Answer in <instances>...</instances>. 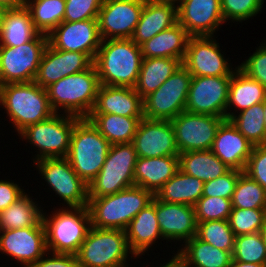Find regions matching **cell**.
Here are the masks:
<instances>
[{
	"label": "cell",
	"mask_w": 266,
	"mask_h": 267,
	"mask_svg": "<svg viewBox=\"0 0 266 267\" xmlns=\"http://www.w3.org/2000/svg\"><path fill=\"white\" fill-rule=\"evenodd\" d=\"M141 46L131 39L102 40L93 61L101 85L134 88L141 69Z\"/></svg>",
	"instance_id": "obj_1"
},
{
	"label": "cell",
	"mask_w": 266,
	"mask_h": 267,
	"mask_svg": "<svg viewBox=\"0 0 266 267\" xmlns=\"http://www.w3.org/2000/svg\"><path fill=\"white\" fill-rule=\"evenodd\" d=\"M100 86L93 63L88 69L63 77L45 89L55 113L87 118L94 107Z\"/></svg>",
	"instance_id": "obj_2"
},
{
	"label": "cell",
	"mask_w": 266,
	"mask_h": 267,
	"mask_svg": "<svg viewBox=\"0 0 266 267\" xmlns=\"http://www.w3.org/2000/svg\"><path fill=\"white\" fill-rule=\"evenodd\" d=\"M3 106V107H2ZM0 108L18 134L27 126L49 119L52 110L47 91L34 81L0 85Z\"/></svg>",
	"instance_id": "obj_3"
},
{
	"label": "cell",
	"mask_w": 266,
	"mask_h": 267,
	"mask_svg": "<svg viewBox=\"0 0 266 267\" xmlns=\"http://www.w3.org/2000/svg\"><path fill=\"white\" fill-rule=\"evenodd\" d=\"M153 198L151 191L139 186L104 197L88 198L91 226L125 230L134 216L150 204Z\"/></svg>",
	"instance_id": "obj_4"
},
{
	"label": "cell",
	"mask_w": 266,
	"mask_h": 267,
	"mask_svg": "<svg viewBox=\"0 0 266 267\" xmlns=\"http://www.w3.org/2000/svg\"><path fill=\"white\" fill-rule=\"evenodd\" d=\"M43 211L47 251L76 255L91 227L88 206ZM47 213V214H46Z\"/></svg>",
	"instance_id": "obj_5"
},
{
	"label": "cell",
	"mask_w": 266,
	"mask_h": 267,
	"mask_svg": "<svg viewBox=\"0 0 266 267\" xmlns=\"http://www.w3.org/2000/svg\"><path fill=\"white\" fill-rule=\"evenodd\" d=\"M111 144L87 118L74 126L67 159L76 174L87 184L102 169Z\"/></svg>",
	"instance_id": "obj_6"
},
{
	"label": "cell",
	"mask_w": 266,
	"mask_h": 267,
	"mask_svg": "<svg viewBox=\"0 0 266 267\" xmlns=\"http://www.w3.org/2000/svg\"><path fill=\"white\" fill-rule=\"evenodd\" d=\"M128 256L137 260L129 249L125 230L92 226L76 254L79 267H129Z\"/></svg>",
	"instance_id": "obj_7"
},
{
	"label": "cell",
	"mask_w": 266,
	"mask_h": 267,
	"mask_svg": "<svg viewBox=\"0 0 266 267\" xmlns=\"http://www.w3.org/2000/svg\"><path fill=\"white\" fill-rule=\"evenodd\" d=\"M80 119L55 113L47 120L27 126L18 136L36 148L33 162L43 158L67 157L73 128Z\"/></svg>",
	"instance_id": "obj_8"
},
{
	"label": "cell",
	"mask_w": 266,
	"mask_h": 267,
	"mask_svg": "<svg viewBox=\"0 0 266 267\" xmlns=\"http://www.w3.org/2000/svg\"><path fill=\"white\" fill-rule=\"evenodd\" d=\"M136 160L132 142L111 145L102 169L88 185V198L112 195L135 186Z\"/></svg>",
	"instance_id": "obj_9"
},
{
	"label": "cell",
	"mask_w": 266,
	"mask_h": 267,
	"mask_svg": "<svg viewBox=\"0 0 266 267\" xmlns=\"http://www.w3.org/2000/svg\"><path fill=\"white\" fill-rule=\"evenodd\" d=\"M41 179L46 181L62 207L88 206V185L76 174L66 157L43 158L33 162Z\"/></svg>",
	"instance_id": "obj_10"
},
{
	"label": "cell",
	"mask_w": 266,
	"mask_h": 267,
	"mask_svg": "<svg viewBox=\"0 0 266 267\" xmlns=\"http://www.w3.org/2000/svg\"><path fill=\"white\" fill-rule=\"evenodd\" d=\"M47 45L48 35L40 33L19 46H0V85L33 82Z\"/></svg>",
	"instance_id": "obj_11"
},
{
	"label": "cell",
	"mask_w": 266,
	"mask_h": 267,
	"mask_svg": "<svg viewBox=\"0 0 266 267\" xmlns=\"http://www.w3.org/2000/svg\"><path fill=\"white\" fill-rule=\"evenodd\" d=\"M192 74L181 65L156 91L143 99L144 118L171 121L185 111Z\"/></svg>",
	"instance_id": "obj_12"
},
{
	"label": "cell",
	"mask_w": 266,
	"mask_h": 267,
	"mask_svg": "<svg viewBox=\"0 0 266 267\" xmlns=\"http://www.w3.org/2000/svg\"><path fill=\"white\" fill-rule=\"evenodd\" d=\"M226 118L183 111L171 120L179 154L211 150L217 130Z\"/></svg>",
	"instance_id": "obj_13"
},
{
	"label": "cell",
	"mask_w": 266,
	"mask_h": 267,
	"mask_svg": "<svg viewBox=\"0 0 266 267\" xmlns=\"http://www.w3.org/2000/svg\"><path fill=\"white\" fill-rule=\"evenodd\" d=\"M231 76H192L185 111L226 118Z\"/></svg>",
	"instance_id": "obj_14"
},
{
	"label": "cell",
	"mask_w": 266,
	"mask_h": 267,
	"mask_svg": "<svg viewBox=\"0 0 266 267\" xmlns=\"http://www.w3.org/2000/svg\"><path fill=\"white\" fill-rule=\"evenodd\" d=\"M215 36H190L182 65L192 76H232L235 71Z\"/></svg>",
	"instance_id": "obj_15"
},
{
	"label": "cell",
	"mask_w": 266,
	"mask_h": 267,
	"mask_svg": "<svg viewBox=\"0 0 266 267\" xmlns=\"http://www.w3.org/2000/svg\"><path fill=\"white\" fill-rule=\"evenodd\" d=\"M0 252L21 267H31L46 252L45 228L41 221L37 226L0 231Z\"/></svg>",
	"instance_id": "obj_16"
},
{
	"label": "cell",
	"mask_w": 266,
	"mask_h": 267,
	"mask_svg": "<svg viewBox=\"0 0 266 267\" xmlns=\"http://www.w3.org/2000/svg\"><path fill=\"white\" fill-rule=\"evenodd\" d=\"M145 0H103L98 15L102 40L131 39Z\"/></svg>",
	"instance_id": "obj_17"
},
{
	"label": "cell",
	"mask_w": 266,
	"mask_h": 267,
	"mask_svg": "<svg viewBox=\"0 0 266 267\" xmlns=\"http://www.w3.org/2000/svg\"><path fill=\"white\" fill-rule=\"evenodd\" d=\"M48 43L57 50L85 53L94 61L102 43L98 19L63 21L48 35Z\"/></svg>",
	"instance_id": "obj_18"
},
{
	"label": "cell",
	"mask_w": 266,
	"mask_h": 267,
	"mask_svg": "<svg viewBox=\"0 0 266 267\" xmlns=\"http://www.w3.org/2000/svg\"><path fill=\"white\" fill-rule=\"evenodd\" d=\"M137 157L178 156L174 127L169 120L142 118L133 138Z\"/></svg>",
	"instance_id": "obj_19"
},
{
	"label": "cell",
	"mask_w": 266,
	"mask_h": 267,
	"mask_svg": "<svg viewBox=\"0 0 266 267\" xmlns=\"http://www.w3.org/2000/svg\"><path fill=\"white\" fill-rule=\"evenodd\" d=\"M93 60L85 53L63 51L46 46L34 82L46 88L61 78L88 69Z\"/></svg>",
	"instance_id": "obj_20"
},
{
	"label": "cell",
	"mask_w": 266,
	"mask_h": 267,
	"mask_svg": "<svg viewBox=\"0 0 266 267\" xmlns=\"http://www.w3.org/2000/svg\"><path fill=\"white\" fill-rule=\"evenodd\" d=\"M177 15L178 23L190 36L217 35L219 26L225 23L220 0H184L177 6Z\"/></svg>",
	"instance_id": "obj_21"
},
{
	"label": "cell",
	"mask_w": 266,
	"mask_h": 267,
	"mask_svg": "<svg viewBox=\"0 0 266 267\" xmlns=\"http://www.w3.org/2000/svg\"><path fill=\"white\" fill-rule=\"evenodd\" d=\"M156 216L161 235L166 242L177 241L181 245L192 239L197 233V221L193 206L168 203L156 198Z\"/></svg>",
	"instance_id": "obj_22"
},
{
	"label": "cell",
	"mask_w": 266,
	"mask_h": 267,
	"mask_svg": "<svg viewBox=\"0 0 266 267\" xmlns=\"http://www.w3.org/2000/svg\"><path fill=\"white\" fill-rule=\"evenodd\" d=\"M253 145L225 119L219 126L211 151L229 168L244 171Z\"/></svg>",
	"instance_id": "obj_23"
},
{
	"label": "cell",
	"mask_w": 266,
	"mask_h": 267,
	"mask_svg": "<svg viewBox=\"0 0 266 267\" xmlns=\"http://www.w3.org/2000/svg\"><path fill=\"white\" fill-rule=\"evenodd\" d=\"M90 114L144 117L143 98L131 87L101 85Z\"/></svg>",
	"instance_id": "obj_24"
},
{
	"label": "cell",
	"mask_w": 266,
	"mask_h": 267,
	"mask_svg": "<svg viewBox=\"0 0 266 267\" xmlns=\"http://www.w3.org/2000/svg\"><path fill=\"white\" fill-rule=\"evenodd\" d=\"M130 251L136 258L147 253L152 245L163 237L156 216V197L145 208L140 210L125 229Z\"/></svg>",
	"instance_id": "obj_25"
},
{
	"label": "cell",
	"mask_w": 266,
	"mask_h": 267,
	"mask_svg": "<svg viewBox=\"0 0 266 267\" xmlns=\"http://www.w3.org/2000/svg\"><path fill=\"white\" fill-rule=\"evenodd\" d=\"M177 22V5L160 0H145L131 40L141 46L153 36Z\"/></svg>",
	"instance_id": "obj_26"
},
{
	"label": "cell",
	"mask_w": 266,
	"mask_h": 267,
	"mask_svg": "<svg viewBox=\"0 0 266 267\" xmlns=\"http://www.w3.org/2000/svg\"><path fill=\"white\" fill-rule=\"evenodd\" d=\"M178 170V156L137 157L134 170L135 186L149 190L155 195Z\"/></svg>",
	"instance_id": "obj_27"
},
{
	"label": "cell",
	"mask_w": 266,
	"mask_h": 267,
	"mask_svg": "<svg viewBox=\"0 0 266 267\" xmlns=\"http://www.w3.org/2000/svg\"><path fill=\"white\" fill-rule=\"evenodd\" d=\"M265 99L266 88L257 80L250 78L238 67H235L229 84L226 119L229 120L234 114L264 102Z\"/></svg>",
	"instance_id": "obj_28"
},
{
	"label": "cell",
	"mask_w": 266,
	"mask_h": 267,
	"mask_svg": "<svg viewBox=\"0 0 266 267\" xmlns=\"http://www.w3.org/2000/svg\"><path fill=\"white\" fill-rule=\"evenodd\" d=\"M190 35L178 22L141 45L143 58H185Z\"/></svg>",
	"instance_id": "obj_29"
},
{
	"label": "cell",
	"mask_w": 266,
	"mask_h": 267,
	"mask_svg": "<svg viewBox=\"0 0 266 267\" xmlns=\"http://www.w3.org/2000/svg\"><path fill=\"white\" fill-rule=\"evenodd\" d=\"M177 249L175 255L189 267H228L232 253L220 250L194 236Z\"/></svg>",
	"instance_id": "obj_30"
},
{
	"label": "cell",
	"mask_w": 266,
	"mask_h": 267,
	"mask_svg": "<svg viewBox=\"0 0 266 267\" xmlns=\"http://www.w3.org/2000/svg\"><path fill=\"white\" fill-rule=\"evenodd\" d=\"M182 65L178 58H143L135 91L144 99L156 91Z\"/></svg>",
	"instance_id": "obj_31"
},
{
	"label": "cell",
	"mask_w": 266,
	"mask_h": 267,
	"mask_svg": "<svg viewBox=\"0 0 266 267\" xmlns=\"http://www.w3.org/2000/svg\"><path fill=\"white\" fill-rule=\"evenodd\" d=\"M39 34L25 6L7 10L0 27V46H19L31 41Z\"/></svg>",
	"instance_id": "obj_32"
},
{
	"label": "cell",
	"mask_w": 266,
	"mask_h": 267,
	"mask_svg": "<svg viewBox=\"0 0 266 267\" xmlns=\"http://www.w3.org/2000/svg\"><path fill=\"white\" fill-rule=\"evenodd\" d=\"M204 182L178 170L154 195L158 200L195 206L203 195Z\"/></svg>",
	"instance_id": "obj_33"
},
{
	"label": "cell",
	"mask_w": 266,
	"mask_h": 267,
	"mask_svg": "<svg viewBox=\"0 0 266 267\" xmlns=\"http://www.w3.org/2000/svg\"><path fill=\"white\" fill-rule=\"evenodd\" d=\"M179 157V170L207 182L224 175L230 169L211 151L182 152Z\"/></svg>",
	"instance_id": "obj_34"
},
{
	"label": "cell",
	"mask_w": 266,
	"mask_h": 267,
	"mask_svg": "<svg viewBox=\"0 0 266 267\" xmlns=\"http://www.w3.org/2000/svg\"><path fill=\"white\" fill-rule=\"evenodd\" d=\"M144 117H126L116 114H89L87 119L111 145L131 143Z\"/></svg>",
	"instance_id": "obj_35"
},
{
	"label": "cell",
	"mask_w": 266,
	"mask_h": 267,
	"mask_svg": "<svg viewBox=\"0 0 266 267\" xmlns=\"http://www.w3.org/2000/svg\"><path fill=\"white\" fill-rule=\"evenodd\" d=\"M30 194L20 196L7 209L0 212V231L37 226L42 221L43 208Z\"/></svg>",
	"instance_id": "obj_36"
},
{
	"label": "cell",
	"mask_w": 266,
	"mask_h": 267,
	"mask_svg": "<svg viewBox=\"0 0 266 267\" xmlns=\"http://www.w3.org/2000/svg\"><path fill=\"white\" fill-rule=\"evenodd\" d=\"M65 0H26L35 28L42 34L49 35L63 22Z\"/></svg>",
	"instance_id": "obj_37"
},
{
	"label": "cell",
	"mask_w": 266,
	"mask_h": 267,
	"mask_svg": "<svg viewBox=\"0 0 266 267\" xmlns=\"http://www.w3.org/2000/svg\"><path fill=\"white\" fill-rule=\"evenodd\" d=\"M229 120L253 146L266 144L263 102L234 114Z\"/></svg>",
	"instance_id": "obj_38"
},
{
	"label": "cell",
	"mask_w": 266,
	"mask_h": 267,
	"mask_svg": "<svg viewBox=\"0 0 266 267\" xmlns=\"http://www.w3.org/2000/svg\"><path fill=\"white\" fill-rule=\"evenodd\" d=\"M231 202L232 208L266 209V191L258 182L242 172Z\"/></svg>",
	"instance_id": "obj_39"
},
{
	"label": "cell",
	"mask_w": 266,
	"mask_h": 267,
	"mask_svg": "<svg viewBox=\"0 0 266 267\" xmlns=\"http://www.w3.org/2000/svg\"><path fill=\"white\" fill-rule=\"evenodd\" d=\"M196 237L220 250L234 252L235 235L228 220L198 222Z\"/></svg>",
	"instance_id": "obj_40"
},
{
	"label": "cell",
	"mask_w": 266,
	"mask_h": 267,
	"mask_svg": "<svg viewBox=\"0 0 266 267\" xmlns=\"http://www.w3.org/2000/svg\"><path fill=\"white\" fill-rule=\"evenodd\" d=\"M232 256L239 262L266 264V245L261 233L236 236Z\"/></svg>",
	"instance_id": "obj_41"
},
{
	"label": "cell",
	"mask_w": 266,
	"mask_h": 267,
	"mask_svg": "<svg viewBox=\"0 0 266 267\" xmlns=\"http://www.w3.org/2000/svg\"><path fill=\"white\" fill-rule=\"evenodd\" d=\"M266 220V209L232 208L228 222L235 237L260 232Z\"/></svg>",
	"instance_id": "obj_42"
},
{
	"label": "cell",
	"mask_w": 266,
	"mask_h": 267,
	"mask_svg": "<svg viewBox=\"0 0 266 267\" xmlns=\"http://www.w3.org/2000/svg\"><path fill=\"white\" fill-rule=\"evenodd\" d=\"M265 0H220L224 22L242 23L262 12Z\"/></svg>",
	"instance_id": "obj_43"
},
{
	"label": "cell",
	"mask_w": 266,
	"mask_h": 267,
	"mask_svg": "<svg viewBox=\"0 0 266 267\" xmlns=\"http://www.w3.org/2000/svg\"><path fill=\"white\" fill-rule=\"evenodd\" d=\"M196 221L228 220L232 211L231 199L202 196L194 206Z\"/></svg>",
	"instance_id": "obj_44"
},
{
	"label": "cell",
	"mask_w": 266,
	"mask_h": 267,
	"mask_svg": "<svg viewBox=\"0 0 266 267\" xmlns=\"http://www.w3.org/2000/svg\"><path fill=\"white\" fill-rule=\"evenodd\" d=\"M63 21L77 22L98 19L103 0H65Z\"/></svg>",
	"instance_id": "obj_45"
},
{
	"label": "cell",
	"mask_w": 266,
	"mask_h": 267,
	"mask_svg": "<svg viewBox=\"0 0 266 267\" xmlns=\"http://www.w3.org/2000/svg\"><path fill=\"white\" fill-rule=\"evenodd\" d=\"M243 171L230 169L224 175L216 179L204 182L203 195L207 197H222L232 199L239 175Z\"/></svg>",
	"instance_id": "obj_46"
},
{
	"label": "cell",
	"mask_w": 266,
	"mask_h": 267,
	"mask_svg": "<svg viewBox=\"0 0 266 267\" xmlns=\"http://www.w3.org/2000/svg\"><path fill=\"white\" fill-rule=\"evenodd\" d=\"M261 40L263 41L255 48L256 51L237 67L266 88V40Z\"/></svg>",
	"instance_id": "obj_47"
},
{
	"label": "cell",
	"mask_w": 266,
	"mask_h": 267,
	"mask_svg": "<svg viewBox=\"0 0 266 267\" xmlns=\"http://www.w3.org/2000/svg\"><path fill=\"white\" fill-rule=\"evenodd\" d=\"M243 172L258 182L266 191V144L253 146Z\"/></svg>",
	"instance_id": "obj_48"
},
{
	"label": "cell",
	"mask_w": 266,
	"mask_h": 267,
	"mask_svg": "<svg viewBox=\"0 0 266 267\" xmlns=\"http://www.w3.org/2000/svg\"><path fill=\"white\" fill-rule=\"evenodd\" d=\"M31 267H79L76 255L47 251Z\"/></svg>",
	"instance_id": "obj_49"
},
{
	"label": "cell",
	"mask_w": 266,
	"mask_h": 267,
	"mask_svg": "<svg viewBox=\"0 0 266 267\" xmlns=\"http://www.w3.org/2000/svg\"><path fill=\"white\" fill-rule=\"evenodd\" d=\"M26 190L19 186V183L7 179L0 180V212L13 204Z\"/></svg>",
	"instance_id": "obj_50"
},
{
	"label": "cell",
	"mask_w": 266,
	"mask_h": 267,
	"mask_svg": "<svg viewBox=\"0 0 266 267\" xmlns=\"http://www.w3.org/2000/svg\"><path fill=\"white\" fill-rule=\"evenodd\" d=\"M26 0H0V5L6 10L19 9L25 6Z\"/></svg>",
	"instance_id": "obj_51"
},
{
	"label": "cell",
	"mask_w": 266,
	"mask_h": 267,
	"mask_svg": "<svg viewBox=\"0 0 266 267\" xmlns=\"http://www.w3.org/2000/svg\"><path fill=\"white\" fill-rule=\"evenodd\" d=\"M173 254L174 256L171 257V259L169 258L167 263H160L157 267H183V262L175 255V253Z\"/></svg>",
	"instance_id": "obj_52"
},
{
	"label": "cell",
	"mask_w": 266,
	"mask_h": 267,
	"mask_svg": "<svg viewBox=\"0 0 266 267\" xmlns=\"http://www.w3.org/2000/svg\"><path fill=\"white\" fill-rule=\"evenodd\" d=\"M228 267H266V264L245 263V262H239L237 260L232 259Z\"/></svg>",
	"instance_id": "obj_53"
},
{
	"label": "cell",
	"mask_w": 266,
	"mask_h": 267,
	"mask_svg": "<svg viewBox=\"0 0 266 267\" xmlns=\"http://www.w3.org/2000/svg\"><path fill=\"white\" fill-rule=\"evenodd\" d=\"M260 233H261V236H262V238L265 242V245H266V220H265V223L260 230Z\"/></svg>",
	"instance_id": "obj_54"
},
{
	"label": "cell",
	"mask_w": 266,
	"mask_h": 267,
	"mask_svg": "<svg viewBox=\"0 0 266 267\" xmlns=\"http://www.w3.org/2000/svg\"><path fill=\"white\" fill-rule=\"evenodd\" d=\"M7 10L0 5V27H1V23H2V20H3V17H4V14Z\"/></svg>",
	"instance_id": "obj_55"
},
{
	"label": "cell",
	"mask_w": 266,
	"mask_h": 267,
	"mask_svg": "<svg viewBox=\"0 0 266 267\" xmlns=\"http://www.w3.org/2000/svg\"><path fill=\"white\" fill-rule=\"evenodd\" d=\"M160 1L171 3V4H174V5L178 6L184 0H160Z\"/></svg>",
	"instance_id": "obj_56"
},
{
	"label": "cell",
	"mask_w": 266,
	"mask_h": 267,
	"mask_svg": "<svg viewBox=\"0 0 266 267\" xmlns=\"http://www.w3.org/2000/svg\"><path fill=\"white\" fill-rule=\"evenodd\" d=\"M263 110H264V124H265V127H266V99L265 101L263 102Z\"/></svg>",
	"instance_id": "obj_57"
}]
</instances>
